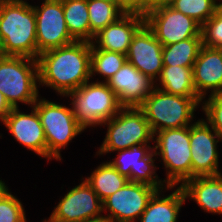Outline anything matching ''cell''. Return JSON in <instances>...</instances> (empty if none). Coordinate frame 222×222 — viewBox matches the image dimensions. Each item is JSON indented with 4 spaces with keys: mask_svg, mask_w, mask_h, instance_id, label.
I'll list each match as a JSON object with an SVG mask.
<instances>
[{
    "mask_svg": "<svg viewBox=\"0 0 222 222\" xmlns=\"http://www.w3.org/2000/svg\"><path fill=\"white\" fill-rule=\"evenodd\" d=\"M40 85L50 87L58 95L69 93L91 81V43L75 41L69 45L44 51L38 56Z\"/></svg>",
    "mask_w": 222,
    "mask_h": 222,
    "instance_id": "obj_1",
    "label": "cell"
},
{
    "mask_svg": "<svg viewBox=\"0 0 222 222\" xmlns=\"http://www.w3.org/2000/svg\"><path fill=\"white\" fill-rule=\"evenodd\" d=\"M2 55L37 60L36 17L26 0H0Z\"/></svg>",
    "mask_w": 222,
    "mask_h": 222,
    "instance_id": "obj_2",
    "label": "cell"
},
{
    "mask_svg": "<svg viewBox=\"0 0 222 222\" xmlns=\"http://www.w3.org/2000/svg\"><path fill=\"white\" fill-rule=\"evenodd\" d=\"M202 100L201 97L169 94L155 87L139 108L154 134L164 129L190 126Z\"/></svg>",
    "mask_w": 222,
    "mask_h": 222,
    "instance_id": "obj_3",
    "label": "cell"
},
{
    "mask_svg": "<svg viewBox=\"0 0 222 222\" xmlns=\"http://www.w3.org/2000/svg\"><path fill=\"white\" fill-rule=\"evenodd\" d=\"M38 61L26 56H0V91L13 108L32 107L39 96Z\"/></svg>",
    "mask_w": 222,
    "mask_h": 222,
    "instance_id": "obj_4",
    "label": "cell"
},
{
    "mask_svg": "<svg viewBox=\"0 0 222 222\" xmlns=\"http://www.w3.org/2000/svg\"><path fill=\"white\" fill-rule=\"evenodd\" d=\"M153 142L155 155L161 157L166 170L163 181L167 186H182L192 179L190 126L158 131Z\"/></svg>",
    "mask_w": 222,
    "mask_h": 222,
    "instance_id": "obj_5",
    "label": "cell"
},
{
    "mask_svg": "<svg viewBox=\"0 0 222 222\" xmlns=\"http://www.w3.org/2000/svg\"><path fill=\"white\" fill-rule=\"evenodd\" d=\"M66 97H70V105L72 104L77 122L85 130L101 126L122 108L116 94L108 84L98 82V79L94 82L92 80L84 83Z\"/></svg>",
    "mask_w": 222,
    "mask_h": 222,
    "instance_id": "obj_6",
    "label": "cell"
},
{
    "mask_svg": "<svg viewBox=\"0 0 222 222\" xmlns=\"http://www.w3.org/2000/svg\"><path fill=\"white\" fill-rule=\"evenodd\" d=\"M41 98V99H40ZM38 97L33 104L44 129L47 143V160L61 161V149L72 142V139L81 134L85 129L77 122L72 105L58 104Z\"/></svg>",
    "mask_w": 222,
    "mask_h": 222,
    "instance_id": "obj_7",
    "label": "cell"
},
{
    "mask_svg": "<svg viewBox=\"0 0 222 222\" xmlns=\"http://www.w3.org/2000/svg\"><path fill=\"white\" fill-rule=\"evenodd\" d=\"M105 125L106 136L96 152L97 156L150 144L154 138L149 123L139 107H122L115 116L101 124Z\"/></svg>",
    "mask_w": 222,
    "mask_h": 222,
    "instance_id": "obj_8",
    "label": "cell"
},
{
    "mask_svg": "<svg viewBox=\"0 0 222 222\" xmlns=\"http://www.w3.org/2000/svg\"><path fill=\"white\" fill-rule=\"evenodd\" d=\"M115 160L108 161L118 172L131 182H139L151 185L158 190L174 189L167 186L156 173V155L150 144L134 146L129 149L117 151Z\"/></svg>",
    "mask_w": 222,
    "mask_h": 222,
    "instance_id": "obj_9",
    "label": "cell"
},
{
    "mask_svg": "<svg viewBox=\"0 0 222 222\" xmlns=\"http://www.w3.org/2000/svg\"><path fill=\"white\" fill-rule=\"evenodd\" d=\"M81 182L71 188L45 222H84L104 215L103 204L90 185L81 177ZM83 181V182H82Z\"/></svg>",
    "mask_w": 222,
    "mask_h": 222,
    "instance_id": "obj_10",
    "label": "cell"
},
{
    "mask_svg": "<svg viewBox=\"0 0 222 222\" xmlns=\"http://www.w3.org/2000/svg\"><path fill=\"white\" fill-rule=\"evenodd\" d=\"M33 9L36 17L37 59L44 51L75 42L67 29L61 0L43 1L40 6L33 5Z\"/></svg>",
    "mask_w": 222,
    "mask_h": 222,
    "instance_id": "obj_11",
    "label": "cell"
},
{
    "mask_svg": "<svg viewBox=\"0 0 222 222\" xmlns=\"http://www.w3.org/2000/svg\"><path fill=\"white\" fill-rule=\"evenodd\" d=\"M158 189L139 182L128 181L121 189L102 201L110 222H136Z\"/></svg>",
    "mask_w": 222,
    "mask_h": 222,
    "instance_id": "obj_12",
    "label": "cell"
},
{
    "mask_svg": "<svg viewBox=\"0 0 222 222\" xmlns=\"http://www.w3.org/2000/svg\"><path fill=\"white\" fill-rule=\"evenodd\" d=\"M145 24L163 46L201 36V25L171 6L155 8L145 16Z\"/></svg>",
    "mask_w": 222,
    "mask_h": 222,
    "instance_id": "obj_13",
    "label": "cell"
},
{
    "mask_svg": "<svg viewBox=\"0 0 222 222\" xmlns=\"http://www.w3.org/2000/svg\"><path fill=\"white\" fill-rule=\"evenodd\" d=\"M219 134L202 118L190 125L192 178L222 174L219 170Z\"/></svg>",
    "mask_w": 222,
    "mask_h": 222,
    "instance_id": "obj_14",
    "label": "cell"
},
{
    "mask_svg": "<svg viewBox=\"0 0 222 222\" xmlns=\"http://www.w3.org/2000/svg\"><path fill=\"white\" fill-rule=\"evenodd\" d=\"M162 50L161 42L144 24L132 38L126 54L127 61L156 83L164 67Z\"/></svg>",
    "mask_w": 222,
    "mask_h": 222,
    "instance_id": "obj_15",
    "label": "cell"
},
{
    "mask_svg": "<svg viewBox=\"0 0 222 222\" xmlns=\"http://www.w3.org/2000/svg\"><path fill=\"white\" fill-rule=\"evenodd\" d=\"M122 107H139L155 88V82L129 61L106 82Z\"/></svg>",
    "mask_w": 222,
    "mask_h": 222,
    "instance_id": "obj_16",
    "label": "cell"
},
{
    "mask_svg": "<svg viewBox=\"0 0 222 222\" xmlns=\"http://www.w3.org/2000/svg\"><path fill=\"white\" fill-rule=\"evenodd\" d=\"M31 113H24L18 108H13L1 122L9 133L21 145L33 151L42 158H47V143L43 126L36 109L32 106Z\"/></svg>",
    "mask_w": 222,
    "mask_h": 222,
    "instance_id": "obj_17",
    "label": "cell"
},
{
    "mask_svg": "<svg viewBox=\"0 0 222 222\" xmlns=\"http://www.w3.org/2000/svg\"><path fill=\"white\" fill-rule=\"evenodd\" d=\"M144 24V16L125 13L116 22L109 24L94 35L91 49L119 52L126 55L133 36Z\"/></svg>",
    "mask_w": 222,
    "mask_h": 222,
    "instance_id": "obj_18",
    "label": "cell"
},
{
    "mask_svg": "<svg viewBox=\"0 0 222 222\" xmlns=\"http://www.w3.org/2000/svg\"><path fill=\"white\" fill-rule=\"evenodd\" d=\"M193 83L197 94L222 93V49L202 45L193 65Z\"/></svg>",
    "mask_w": 222,
    "mask_h": 222,
    "instance_id": "obj_19",
    "label": "cell"
},
{
    "mask_svg": "<svg viewBox=\"0 0 222 222\" xmlns=\"http://www.w3.org/2000/svg\"><path fill=\"white\" fill-rule=\"evenodd\" d=\"M181 187L186 199L195 201L204 212L222 214V174L193 177Z\"/></svg>",
    "mask_w": 222,
    "mask_h": 222,
    "instance_id": "obj_20",
    "label": "cell"
},
{
    "mask_svg": "<svg viewBox=\"0 0 222 222\" xmlns=\"http://www.w3.org/2000/svg\"><path fill=\"white\" fill-rule=\"evenodd\" d=\"M176 188L167 196L162 195L163 189L157 190L150 198L138 222H177L186 197L181 186Z\"/></svg>",
    "mask_w": 222,
    "mask_h": 222,
    "instance_id": "obj_21",
    "label": "cell"
},
{
    "mask_svg": "<svg viewBox=\"0 0 222 222\" xmlns=\"http://www.w3.org/2000/svg\"><path fill=\"white\" fill-rule=\"evenodd\" d=\"M156 82L155 87L166 93L184 97H200L193 83V67L164 65Z\"/></svg>",
    "mask_w": 222,
    "mask_h": 222,
    "instance_id": "obj_22",
    "label": "cell"
},
{
    "mask_svg": "<svg viewBox=\"0 0 222 222\" xmlns=\"http://www.w3.org/2000/svg\"><path fill=\"white\" fill-rule=\"evenodd\" d=\"M84 179L101 201L114 194L129 181L107 161L97 166L90 176Z\"/></svg>",
    "mask_w": 222,
    "mask_h": 222,
    "instance_id": "obj_23",
    "label": "cell"
},
{
    "mask_svg": "<svg viewBox=\"0 0 222 222\" xmlns=\"http://www.w3.org/2000/svg\"><path fill=\"white\" fill-rule=\"evenodd\" d=\"M67 29L75 41L90 42L87 0H61Z\"/></svg>",
    "mask_w": 222,
    "mask_h": 222,
    "instance_id": "obj_24",
    "label": "cell"
},
{
    "mask_svg": "<svg viewBox=\"0 0 222 222\" xmlns=\"http://www.w3.org/2000/svg\"><path fill=\"white\" fill-rule=\"evenodd\" d=\"M202 47V37L163 46V65L193 67Z\"/></svg>",
    "mask_w": 222,
    "mask_h": 222,
    "instance_id": "obj_25",
    "label": "cell"
},
{
    "mask_svg": "<svg viewBox=\"0 0 222 222\" xmlns=\"http://www.w3.org/2000/svg\"><path fill=\"white\" fill-rule=\"evenodd\" d=\"M87 8L90 22V43L94 35L125 14L119 5L109 0H87Z\"/></svg>",
    "mask_w": 222,
    "mask_h": 222,
    "instance_id": "obj_26",
    "label": "cell"
},
{
    "mask_svg": "<svg viewBox=\"0 0 222 222\" xmlns=\"http://www.w3.org/2000/svg\"><path fill=\"white\" fill-rule=\"evenodd\" d=\"M127 61L125 54L100 49H91V79L96 75L102 76L106 83Z\"/></svg>",
    "mask_w": 222,
    "mask_h": 222,
    "instance_id": "obj_27",
    "label": "cell"
},
{
    "mask_svg": "<svg viewBox=\"0 0 222 222\" xmlns=\"http://www.w3.org/2000/svg\"><path fill=\"white\" fill-rule=\"evenodd\" d=\"M171 7L193 18L201 26L219 9L217 0H176Z\"/></svg>",
    "mask_w": 222,
    "mask_h": 222,
    "instance_id": "obj_28",
    "label": "cell"
},
{
    "mask_svg": "<svg viewBox=\"0 0 222 222\" xmlns=\"http://www.w3.org/2000/svg\"><path fill=\"white\" fill-rule=\"evenodd\" d=\"M0 222H27L22 202L8 188L0 195Z\"/></svg>",
    "mask_w": 222,
    "mask_h": 222,
    "instance_id": "obj_29",
    "label": "cell"
},
{
    "mask_svg": "<svg viewBox=\"0 0 222 222\" xmlns=\"http://www.w3.org/2000/svg\"><path fill=\"white\" fill-rule=\"evenodd\" d=\"M202 45L222 49V9L201 26Z\"/></svg>",
    "mask_w": 222,
    "mask_h": 222,
    "instance_id": "obj_30",
    "label": "cell"
},
{
    "mask_svg": "<svg viewBox=\"0 0 222 222\" xmlns=\"http://www.w3.org/2000/svg\"><path fill=\"white\" fill-rule=\"evenodd\" d=\"M201 109L206 116V122L219 134L222 139V93L208 95L201 101Z\"/></svg>",
    "mask_w": 222,
    "mask_h": 222,
    "instance_id": "obj_31",
    "label": "cell"
},
{
    "mask_svg": "<svg viewBox=\"0 0 222 222\" xmlns=\"http://www.w3.org/2000/svg\"><path fill=\"white\" fill-rule=\"evenodd\" d=\"M155 9V0H122L124 13L146 16Z\"/></svg>",
    "mask_w": 222,
    "mask_h": 222,
    "instance_id": "obj_32",
    "label": "cell"
},
{
    "mask_svg": "<svg viewBox=\"0 0 222 222\" xmlns=\"http://www.w3.org/2000/svg\"><path fill=\"white\" fill-rule=\"evenodd\" d=\"M12 109L13 107L9 104L5 96L0 91V122L7 117Z\"/></svg>",
    "mask_w": 222,
    "mask_h": 222,
    "instance_id": "obj_33",
    "label": "cell"
},
{
    "mask_svg": "<svg viewBox=\"0 0 222 222\" xmlns=\"http://www.w3.org/2000/svg\"><path fill=\"white\" fill-rule=\"evenodd\" d=\"M176 0H155V8L171 6Z\"/></svg>",
    "mask_w": 222,
    "mask_h": 222,
    "instance_id": "obj_34",
    "label": "cell"
},
{
    "mask_svg": "<svg viewBox=\"0 0 222 222\" xmlns=\"http://www.w3.org/2000/svg\"><path fill=\"white\" fill-rule=\"evenodd\" d=\"M84 222H110V221L106 217L102 216L100 218L91 219V220L84 221Z\"/></svg>",
    "mask_w": 222,
    "mask_h": 222,
    "instance_id": "obj_35",
    "label": "cell"
},
{
    "mask_svg": "<svg viewBox=\"0 0 222 222\" xmlns=\"http://www.w3.org/2000/svg\"><path fill=\"white\" fill-rule=\"evenodd\" d=\"M7 185L5 184L4 181H2V179L0 180V195L7 189Z\"/></svg>",
    "mask_w": 222,
    "mask_h": 222,
    "instance_id": "obj_36",
    "label": "cell"
},
{
    "mask_svg": "<svg viewBox=\"0 0 222 222\" xmlns=\"http://www.w3.org/2000/svg\"><path fill=\"white\" fill-rule=\"evenodd\" d=\"M109 1H112L114 3H116L117 5H119L122 9V0H109Z\"/></svg>",
    "mask_w": 222,
    "mask_h": 222,
    "instance_id": "obj_37",
    "label": "cell"
},
{
    "mask_svg": "<svg viewBox=\"0 0 222 222\" xmlns=\"http://www.w3.org/2000/svg\"><path fill=\"white\" fill-rule=\"evenodd\" d=\"M2 55V42L0 40V56Z\"/></svg>",
    "mask_w": 222,
    "mask_h": 222,
    "instance_id": "obj_38",
    "label": "cell"
},
{
    "mask_svg": "<svg viewBox=\"0 0 222 222\" xmlns=\"http://www.w3.org/2000/svg\"><path fill=\"white\" fill-rule=\"evenodd\" d=\"M222 1V0H221ZM218 2V0H217V3H218V5H219V8L222 6V2Z\"/></svg>",
    "mask_w": 222,
    "mask_h": 222,
    "instance_id": "obj_39",
    "label": "cell"
}]
</instances>
